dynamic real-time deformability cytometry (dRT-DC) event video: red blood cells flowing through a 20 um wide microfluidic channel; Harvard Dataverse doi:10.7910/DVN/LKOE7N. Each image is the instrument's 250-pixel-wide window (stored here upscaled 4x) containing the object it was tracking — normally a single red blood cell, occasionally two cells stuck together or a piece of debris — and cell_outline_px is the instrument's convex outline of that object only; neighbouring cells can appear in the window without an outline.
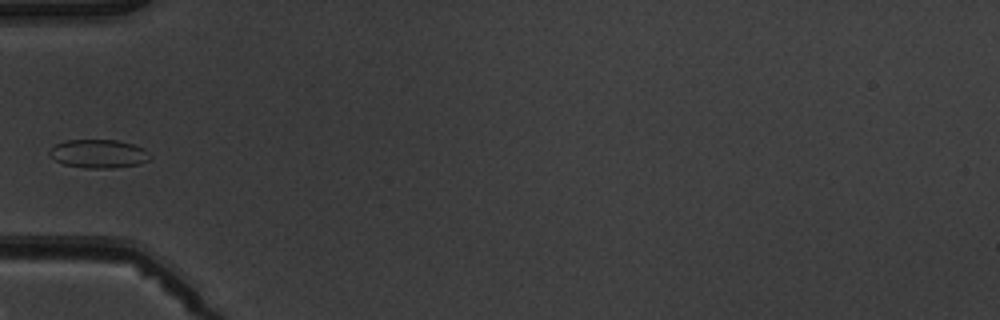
{"species": "common noctule bat (a hibernating species)", "species_latin": "Nyctalus noctula", "temperature_condition": "warm", "stored_images_in_passage": 5, "camera_frame_rate_fps": 3000, "um_per_image_px": 0.085, "animal": {"sex": "male", "body_mass_g": 19.5, "forearm_length_mm": 54.6}, "frame": {"image": 1, "passage_image": 5, "time_ms": 5.333, "image_size_px": [1000, 320], "cell_outline_px": [[152, 156], [148, 160], [140, 164], [112, 168], [84, 168], [64, 164], [48, 156], [48, 152], [56, 144], [68, 140], [116, 140], [132, 144], [144, 148]], "centroid_in_image_um": [8.39, 13.07], "position_along_channel_um": 76.6, "area_um2": 16.7}}